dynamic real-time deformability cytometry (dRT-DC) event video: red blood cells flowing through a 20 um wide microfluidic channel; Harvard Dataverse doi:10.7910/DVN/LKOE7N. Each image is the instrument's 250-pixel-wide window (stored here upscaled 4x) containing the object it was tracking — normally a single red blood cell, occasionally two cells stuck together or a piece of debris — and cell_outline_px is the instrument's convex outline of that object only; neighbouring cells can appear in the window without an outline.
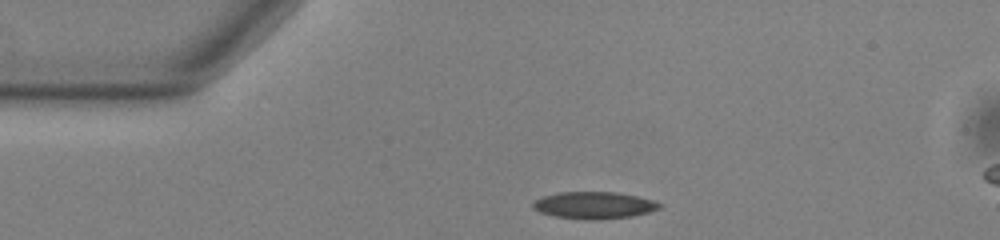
{"species": "common noctule bat (a hibernating species)", "species_latin": "Nyctalus noctula", "temperature_condition": "warm", "stored_images_in_passage": 43, "camera_frame_rate_fps": 3000, "um_per_image_px": 0.085, "animal": {"sex": "male", "body_mass_g": 13.0, "forearm_length_mm": 53.1}, "frame": {"image": 1, "passage_image": 1, "time_ms": 0.0, "image_size_px": [1000, 240], "cell_outline_px": [[664, 204], [660, 208], [648, 212], [632, 216], [600, 220], [584, 220], [556, 216], [540, 212], [532, 208], [532, 204], [536, 200], [544, 196], [556, 192], [616, 192], [636, 196], [652, 200]], "centroid_in_image_um": [50.5, 17.45], "position_along_channel_um": 34.5, "area_um2": 19.94}}
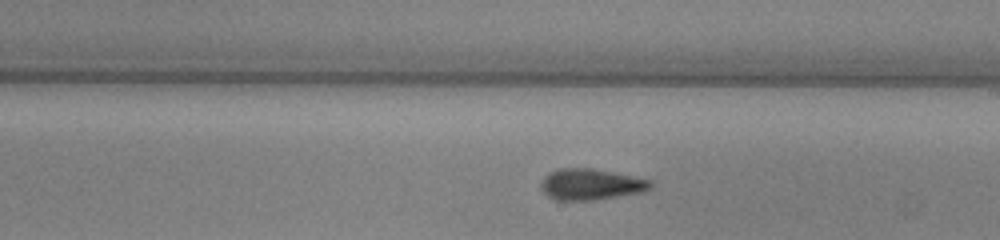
{"frame": {"image": 2, "passage_image": 20, "time_ms": 6.333, "image_size_px": [1000, 240], "cell_outline_px": [[652, 188], [644, 192], [596, 200], [560, 200], [548, 196], [544, 192], [540, 184], [544, 176], [548, 172], [560, 168], [592, 168], [652, 180]], "centroid_in_image_um": [50.24, 15.67], "position_along_channel_um": 238.8, "area_um2": 19.94}}
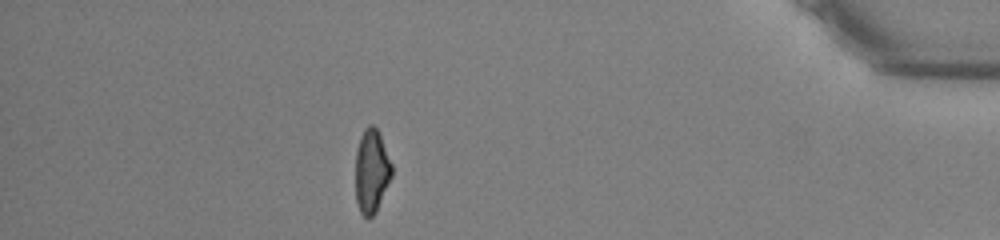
{"frame": {"image": 3, "passage_image": 37, "time_ms": 12.0, "image_size_px": [1000, 240], "cell_outline_px": [[392, 176], [376, 212], [368, 220], [360, 212], [356, 200], [356, 148], [360, 136], [364, 128], [368, 124], [372, 124], [376, 128], [380, 136], [392, 164]], "centroid_in_image_um": [31.57, 14.55], "position_along_channel_um": 403.6, "area_um2": 17.74}, "authors_computed_cell_mechanics": {"area_um2": 19.1896, "velocity_mm_per_s": 3.8058, "shape_relaxation_time_tau1_ms": 6.2293, "shape_relaxation_time_tau2_ms": 3.6857, "deformation_change_tau1": 0.1843, "deformation_change_tau2": 0.1291}}